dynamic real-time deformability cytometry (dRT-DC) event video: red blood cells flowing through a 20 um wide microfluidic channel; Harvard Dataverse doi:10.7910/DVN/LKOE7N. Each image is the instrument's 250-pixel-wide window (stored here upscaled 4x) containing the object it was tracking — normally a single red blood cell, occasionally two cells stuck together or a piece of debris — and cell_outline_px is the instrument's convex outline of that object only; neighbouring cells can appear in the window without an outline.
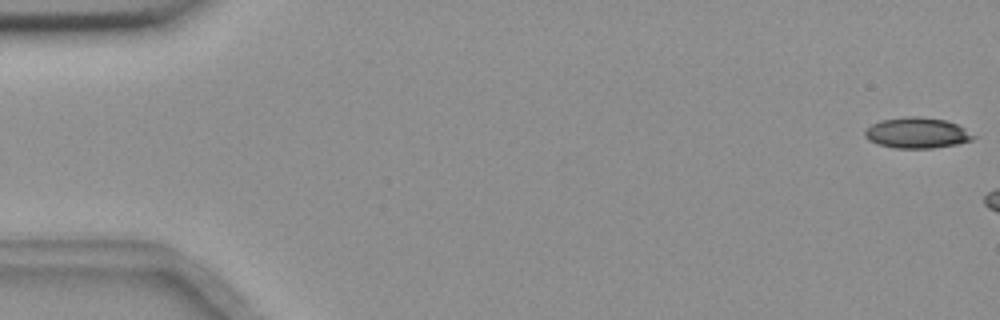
{"species": "common noctule bat (a hibernating species)", "species_latin": "Nyctalus noctula", "temperature_condition": "room temperature", "stored_images_in_passage": 7, "camera_frame_rate_fps": 3000, "um_per_image_px": 0.085, "animal": {"sex": "female", "body_mass_g": 18.4}, "frame": {"image": 1, "passage_image": 1, "time_ms": 0.0, "image_size_px": [1000, 320], "cell_outline_px": [[976, 136], [972, 140], [956, 144], [932, 148], [896, 148], [876, 144], [868, 140], [864, 136], [864, 132], [872, 124], [880, 120], [908, 116], [916, 116], [944, 120], [956, 124], [964, 128]], "centroid_in_image_um": [77.92, 11.3], "position_along_channel_um": 7.1, "area_um2": 19.31}}
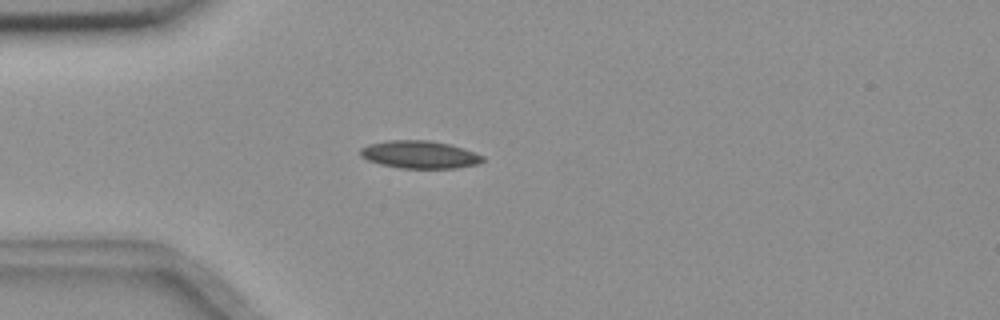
{"frame": {"image": 2, "passage_image": 6, "time_ms": 1.667, "image_size_px": [1000, 320], "cell_outline_px": [[484, 160], [480, 164], [456, 168], [400, 168], [380, 164], [368, 160], [360, 156], [360, 148], [368, 144], [388, 140], [428, 140], [448, 144], [464, 148], [484, 156]], "centroid_in_image_um": [35.67, 13.14], "position_along_channel_um": 49.3, "area_um2": 19.83}}